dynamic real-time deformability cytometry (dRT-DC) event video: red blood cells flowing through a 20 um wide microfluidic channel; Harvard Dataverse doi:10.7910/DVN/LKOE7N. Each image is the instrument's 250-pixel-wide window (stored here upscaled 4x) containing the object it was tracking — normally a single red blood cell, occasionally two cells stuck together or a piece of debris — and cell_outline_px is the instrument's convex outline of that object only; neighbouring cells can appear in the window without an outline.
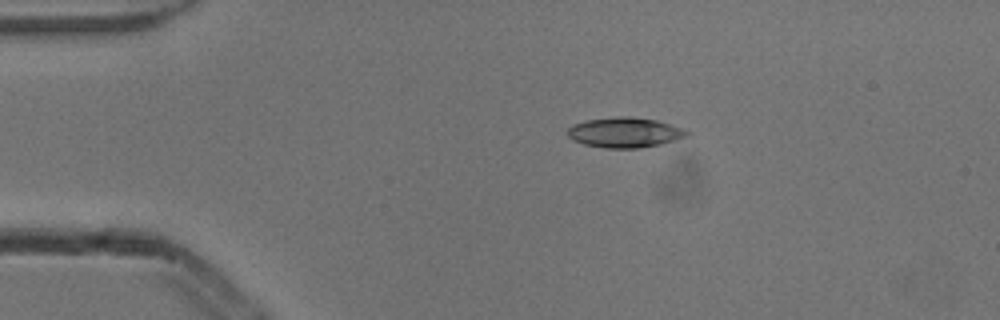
{"species": "common noctule bat (a hibernating species)", "species_latin": "Nyctalus noctula", "temperature_condition": "cold", "stored_images_in_passage": 4, "camera_frame_rate_fps": 3000, "um_per_image_px": 0.085, "animal": {"sex": "male", "body_mass_g": 13.3}, "frame": {"image": 1, "passage_image": 1, "time_ms": 0.0, "image_size_px": [1000, 320], "cell_outline_px": [[692, 132], [688, 136], [660, 144], [636, 148], [604, 148], [584, 144], [572, 140], [568, 136], [568, 128], [572, 124], [588, 120], [620, 116], [628, 116], [656, 120]], "centroid_in_image_um": [53.08, 11.26], "position_along_channel_um": 31.9, "area_um2": 20.75}}
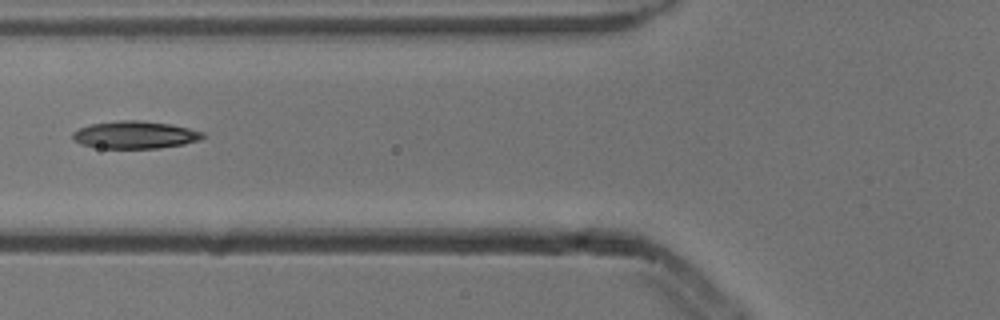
{"frame": {"image": 2, "passage_image": 3, "time_ms": 0.667, "image_size_px": [1000, 320], "cell_outline_px": [[204, 136], [200, 140], [184, 144], [160, 148], [100, 148], [84, 144], [76, 140], [72, 136], [72, 132], [80, 128], [92, 124], [120, 120], [140, 120], [172, 124], [204, 132]], "centroid_in_image_um": [11.53, 11.46], "position_along_channel_um": 114.3, "area_um2": 20.69}}
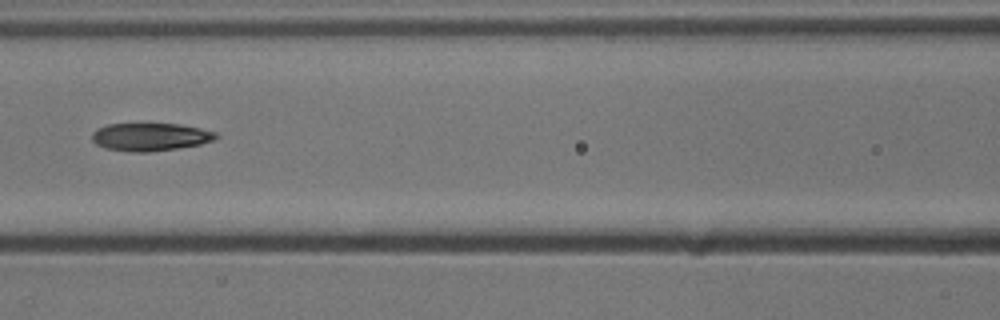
{"frame": {"image": 3, "passage_image": 4, "time_ms": 1.0, "image_size_px": [1000, 320], "cell_outline_px": [[220, 136], [212, 140], [200, 144], [176, 148], [148, 152], [132, 152], [108, 148], [96, 144], [92, 140], [92, 132], [96, 128], [108, 124], [180, 124], [200, 128], [216, 132]], "centroid_in_image_um": [12.77, 11.63], "position_along_channel_um": 153.8, "area_um2": 20.0}}